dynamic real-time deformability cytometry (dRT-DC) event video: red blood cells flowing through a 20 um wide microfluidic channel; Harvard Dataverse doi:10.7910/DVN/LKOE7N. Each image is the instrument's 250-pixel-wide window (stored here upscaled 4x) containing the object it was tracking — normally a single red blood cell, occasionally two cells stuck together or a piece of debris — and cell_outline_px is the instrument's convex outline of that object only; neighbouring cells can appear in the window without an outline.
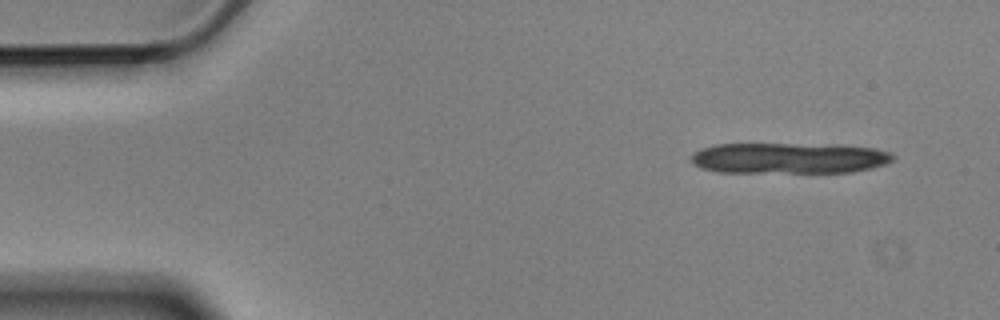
{"species": "Egyptian fruit bat (a non-hibernating species)", "species_latin": "Rousettus aegyptiacus", "temperature_condition": "cold", "stored_images_in_passage": 4, "camera_frame_rate_fps": 3000, "um_per_image_px": 0.085, "animal": {"sex": "male"}, "frame": {"image": 1, "passage_image": 1, "time_ms": 0.0, "image_size_px": [1000, 320], "cell_outline_px": [[896, 160], [888, 164], [872, 168], [852, 172], [716, 172], [700, 168], [692, 164], [692, 156], [700, 148], [716, 144], [840, 144], [876, 148], [892, 152], [896, 156]], "centroid_in_image_um": [67.16, 13.43], "position_along_channel_um": 17.8, "area_um2": 36.93}}